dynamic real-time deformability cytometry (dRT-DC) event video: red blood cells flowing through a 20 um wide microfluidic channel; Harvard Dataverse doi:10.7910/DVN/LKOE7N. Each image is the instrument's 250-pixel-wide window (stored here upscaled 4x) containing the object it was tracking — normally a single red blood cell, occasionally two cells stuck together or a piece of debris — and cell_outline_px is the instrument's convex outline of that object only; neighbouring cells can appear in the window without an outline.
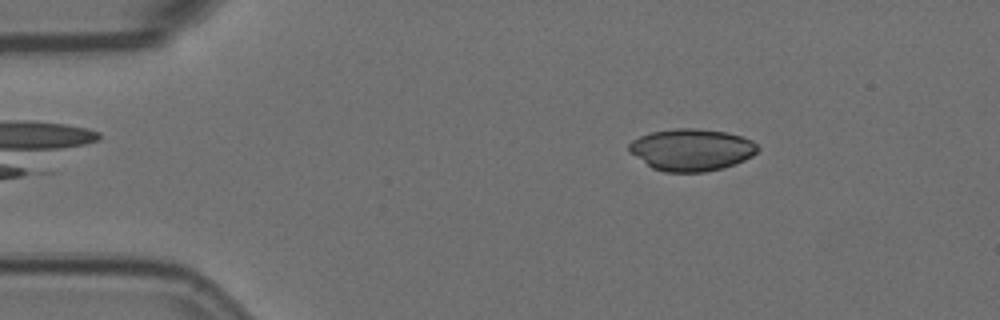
{"species": "Egyptian fruit bat (a non-hibernating species)", "species_latin": "Rousettus aegyptiacus", "temperature_condition": "room temperature", "stored_images_in_passage": 3, "camera_frame_rate_fps": 3000, "um_per_image_px": 0.085, "animal": {"sex": "female"}, "frame": {"image": 1, "passage_image": 3, "time_ms": 0.667, "image_size_px": [1000, 320], "cell_outline_px": [[760, 148], [752, 156], [736, 164], [724, 168], [704, 172], [664, 172], [652, 168], [632, 152], [628, 148], [628, 144], [632, 140], [640, 136], [652, 132], [672, 128], [696, 128], [728, 132], [752, 140]], "centroid_in_image_um": [58.81, 12.72], "position_along_channel_um": 26.2, "area_um2": 31.5}}